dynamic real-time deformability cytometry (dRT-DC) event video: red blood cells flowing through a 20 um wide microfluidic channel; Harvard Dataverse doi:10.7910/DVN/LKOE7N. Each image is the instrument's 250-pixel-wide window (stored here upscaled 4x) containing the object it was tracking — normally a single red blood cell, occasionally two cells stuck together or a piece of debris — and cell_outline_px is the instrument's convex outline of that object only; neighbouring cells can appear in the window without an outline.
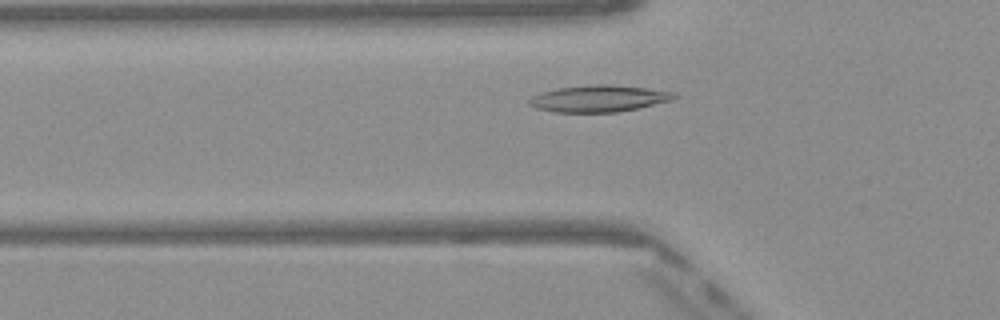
{"species": "Egyptian fruit bat (a non-hibernating species)", "species_latin": "Rousettus aegyptiacus", "temperature_condition": "warm", "stored_images_in_passage": 38, "camera_frame_rate_fps": 3000, "um_per_image_px": 0.085, "frame": {"image": 1, "passage_image": 5, "time_ms": 1.333, "image_size_px": [1000, 320], "cell_outline_px": [[680, 96], [672, 100], [640, 108], [616, 112], [556, 112], [536, 108], [528, 104], [528, 100], [532, 96], [556, 88], [592, 84], [608, 84], [644, 88], [676, 92]], "centroid_in_image_um": [50.93, 8.37], "position_along_channel_um": 74.9, "area_um2": 22.6}}
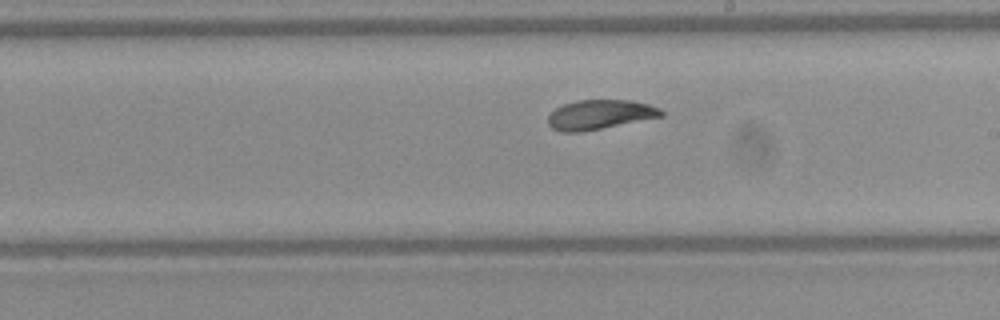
{"frame": {"image": 2, "passage_image": 17, "time_ms": 5.333, "image_size_px": [1000, 320], "cell_outline_px": [[664, 116], [580, 132], [560, 132], [552, 128], [548, 124], [548, 116], [556, 108], [564, 104], [576, 100], [632, 100], [648, 104], [660, 108], [664, 112]], "centroid_in_image_um": [50.99, 9.73], "position_along_channel_um": 238.0, "area_um2": 19.42}}
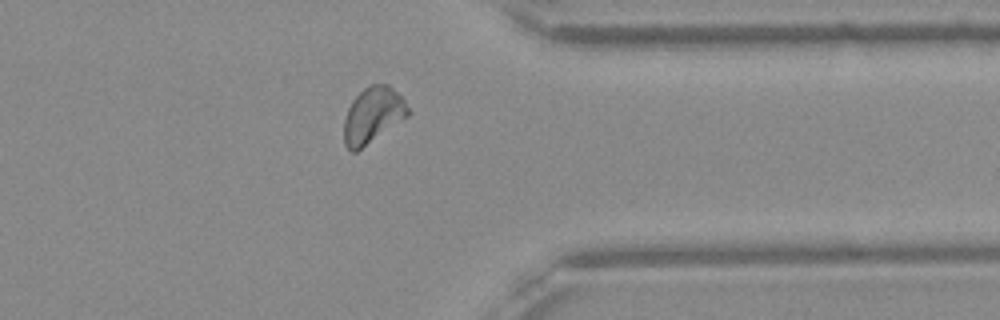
{"frame": {"image": 3, "passage_image": 28, "time_ms": 9.0, "image_size_px": [1000, 320], "cell_outline_px": [[412, 112], [408, 116], [356, 152], [352, 152], [344, 144], [344, 120], [348, 108], [352, 100], [368, 84], [388, 84], [404, 100]], "centroid_in_image_um": [31.69, 9.78], "position_along_channel_um": 379.7, "area_um2": 20.75}, "authors_computed_cell_mechanics": {"area_um2": 20.3167, "velocity_mm_per_s": 4.0596, "shape_relaxation_time_tau1_ms": 6.1864, "shape_relaxation_time_tau2_ms": 1.8967, "deformation_change_tau1": 0.1721, "deformation_change_tau2": 0.0675}}